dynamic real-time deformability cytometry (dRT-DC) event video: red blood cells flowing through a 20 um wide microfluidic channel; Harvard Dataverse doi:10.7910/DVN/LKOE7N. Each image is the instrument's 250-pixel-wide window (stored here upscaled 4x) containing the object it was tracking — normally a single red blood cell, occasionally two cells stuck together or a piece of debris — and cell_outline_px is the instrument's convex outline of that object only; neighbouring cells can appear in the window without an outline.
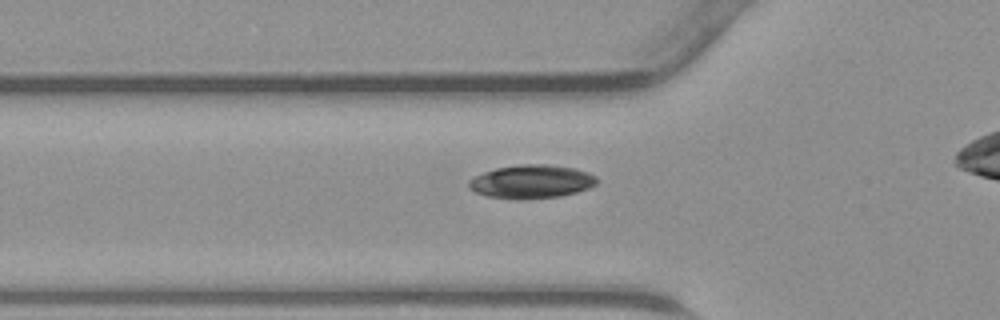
{"species": "common noctule bat (a hibernating species)", "species_latin": "Nyctalus noctula", "temperature_condition": "warm", "stored_images_in_passage": 24, "camera_frame_rate_fps": 3000, "um_per_image_px": 0.085, "animal": {"sex": "male", "body_mass_g": 23.1, "forearm_length_mm": 52.7}, "frame": {"image": 1, "passage_image": 2, "time_ms": 0.333, "image_size_px": [1000, 320], "cell_outline_px": [[596, 184], [588, 188], [576, 192], [560, 196], [524, 200], [516, 200], [488, 196], [476, 192], [468, 188], [468, 180], [484, 172], [496, 168], [520, 164], [548, 164], [576, 168], [588, 172], [596, 176]], "centroid_in_image_um": [45.17, 15.44], "position_along_channel_um": 80.6, "area_um2": 25.14}}
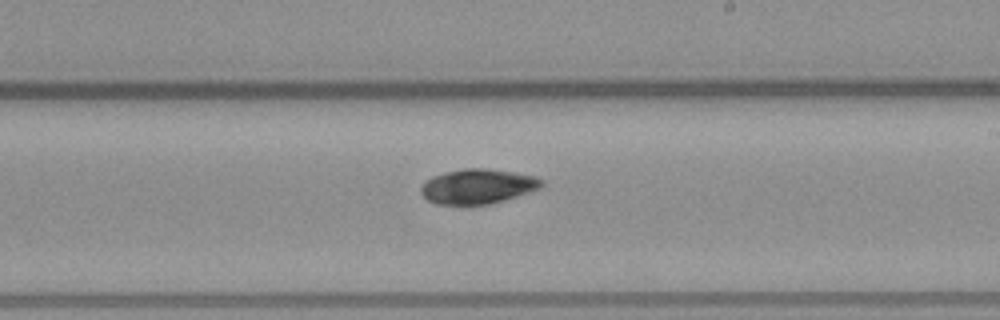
{"frame": {"image": 2, "passage_image": 13, "time_ms": 4.0, "image_size_px": [1000, 320], "cell_outline_px": [[544, 184], [540, 188], [492, 204], [436, 204], [428, 200], [420, 192], [420, 188], [432, 176], [464, 168], [484, 168], [512, 172], [536, 176], [544, 180]], "centroid_in_image_um": [40.63, 15.84], "position_along_channel_um": 248.4, "area_um2": 24.22}}
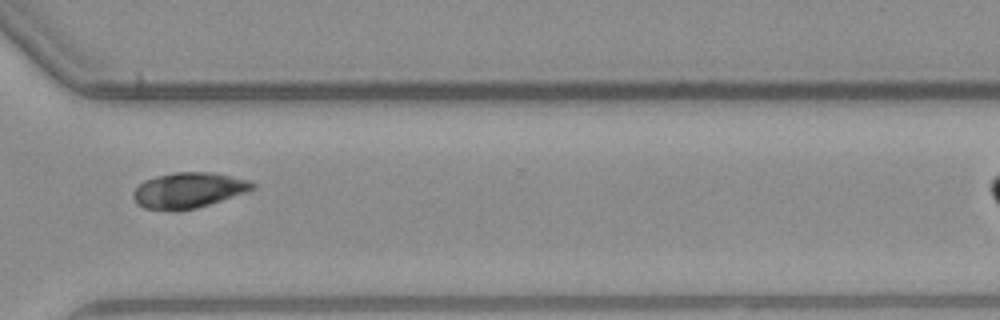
{"frame": {"image": 3, "passage_image": 20, "time_ms": 6.333, "image_size_px": [1000, 320], "cell_outline_px": [[256, 188], [196, 208], [180, 212], [172, 212], [144, 208], [136, 204], [132, 196], [132, 192], [144, 180], [156, 176], [176, 172], [212, 172], [248, 180], [256, 184]], "centroid_in_image_um": [15.95, 16.19], "position_along_channel_um": 354.6, "area_um2": 24.8}}